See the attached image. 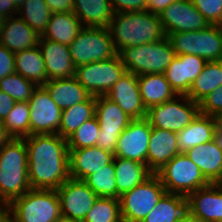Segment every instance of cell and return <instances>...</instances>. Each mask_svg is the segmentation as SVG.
Returning <instances> with one entry per match:
<instances>
[{
  "instance_id": "cell-1",
  "label": "cell",
  "mask_w": 222,
  "mask_h": 222,
  "mask_svg": "<svg viewBox=\"0 0 222 222\" xmlns=\"http://www.w3.org/2000/svg\"><path fill=\"white\" fill-rule=\"evenodd\" d=\"M23 139L31 189L57 190L70 178L67 139L59 134H33Z\"/></svg>"
},
{
  "instance_id": "cell-2",
  "label": "cell",
  "mask_w": 222,
  "mask_h": 222,
  "mask_svg": "<svg viewBox=\"0 0 222 222\" xmlns=\"http://www.w3.org/2000/svg\"><path fill=\"white\" fill-rule=\"evenodd\" d=\"M108 29L118 54L126 47L152 43L166 37L159 15L147 10L114 13Z\"/></svg>"
},
{
  "instance_id": "cell-3",
  "label": "cell",
  "mask_w": 222,
  "mask_h": 222,
  "mask_svg": "<svg viewBox=\"0 0 222 222\" xmlns=\"http://www.w3.org/2000/svg\"><path fill=\"white\" fill-rule=\"evenodd\" d=\"M30 189L25 140L12 138L0 149V208Z\"/></svg>"
},
{
  "instance_id": "cell-4",
  "label": "cell",
  "mask_w": 222,
  "mask_h": 222,
  "mask_svg": "<svg viewBox=\"0 0 222 222\" xmlns=\"http://www.w3.org/2000/svg\"><path fill=\"white\" fill-rule=\"evenodd\" d=\"M5 209L14 222H55L61 216L56 190L30 189Z\"/></svg>"
},
{
  "instance_id": "cell-5",
  "label": "cell",
  "mask_w": 222,
  "mask_h": 222,
  "mask_svg": "<svg viewBox=\"0 0 222 222\" xmlns=\"http://www.w3.org/2000/svg\"><path fill=\"white\" fill-rule=\"evenodd\" d=\"M119 55L126 71L137 76L152 73L164 74L176 56L167 37L152 43L126 47Z\"/></svg>"
},
{
  "instance_id": "cell-6",
  "label": "cell",
  "mask_w": 222,
  "mask_h": 222,
  "mask_svg": "<svg viewBox=\"0 0 222 222\" xmlns=\"http://www.w3.org/2000/svg\"><path fill=\"white\" fill-rule=\"evenodd\" d=\"M176 55H196L206 61L222 60V26L208 25L193 32H174L166 36Z\"/></svg>"
},
{
  "instance_id": "cell-7",
  "label": "cell",
  "mask_w": 222,
  "mask_h": 222,
  "mask_svg": "<svg viewBox=\"0 0 222 222\" xmlns=\"http://www.w3.org/2000/svg\"><path fill=\"white\" fill-rule=\"evenodd\" d=\"M168 193L188 196L209 184L199 167L185 153H179L155 173Z\"/></svg>"
},
{
  "instance_id": "cell-8",
  "label": "cell",
  "mask_w": 222,
  "mask_h": 222,
  "mask_svg": "<svg viewBox=\"0 0 222 222\" xmlns=\"http://www.w3.org/2000/svg\"><path fill=\"white\" fill-rule=\"evenodd\" d=\"M75 67L91 62L107 60L118 53L108 28L83 27L69 45Z\"/></svg>"
},
{
  "instance_id": "cell-9",
  "label": "cell",
  "mask_w": 222,
  "mask_h": 222,
  "mask_svg": "<svg viewBox=\"0 0 222 222\" xmlns=\"http://www.w3.org/2000/svg\"><path fill=\"white\" fill-rule=\"evenodd\" d=\"M199 113V103L186 95H176L169 101L149 108L146 119L151 127L177 133L189 125Z\"/></svg>"
},
{
  "instance_id": "cell-10",
  "label": "cell",
  "mask_w": 222,
  "mask_h": 222,
  "mask_svg": "<svg viewBox=\"0 0 222 222\" xmlns=\"http://www.w3.org/2000/svg\"><path fill=\"white\" fill-rule=\"evenodd\" d=\"M126 69L119 54L115 57L83 64L75 69L74 77L92 96H106Z\"/></svg>"
},
{
  "instance_id": "cell-11",
  "label": "cell",
  "mask_w": 222,
  "mask_h": 222,
  "mask_svg": "<svg viewBox=\"0 0 222 222\" xmlns=\"http://www.w3.org/2000/svg\"><path fill=\"white\" fill-rule=\"evenodd\" d=\"M165 193L160 178L153 173L143 183L120 196L121 216L141 222Z\"/></svg>"
},
{
  "instance_id": "cell-12",
  "label": "cell",
  "mask_w": 222,
  "mask_h": 222,
  "mask_svg": "<svg viewBox=\"0 0 222 222\" xmlns=\"http://www.w3.org/2000/svg\"><path fill=\"white\" fill-rule=\"evenodd\" d=\"M95 116L100 126L96 146L114 154L119 136L133 119L106 96L96 97Z\"/></svg>"
},
{
  "instance_id": "cell-13",
  "label": "cell",
  "mask_w": 222,
  "mask_h": 222,
  "mask_svg": "<svg viewBox=\"0 0 222 222\" xmlns=\"http://www.w3.org/2000/svg\"><path fill=\"white\" fill-rule=\"evenodd\" d=\"M30 108V135L57 134L62 110L51 99L49 92L38 86L28 101Z\"/></svg>"
},
{
  "instance_id": "cell-14",
  "label": "cell",
  "mask_w": 222,
  "mask_h": 222,
  "mask_svg": "<svg viewBox=\"0 0 222 222\" xmlns=\"http://www.w3.org/2000/svg\"><path fill=\"white\" fill-rule=\"evenodd\" d=\"M61 215L83 222L98 196L81 180L69 178L57 190Z\"/></svg>"
},
{
  "instance_id": "cell-15",
  "label": "cell",
  "mask_w": 222,
  "mask_h": 222,
  "mask_svg": "<svg viewBox=\"0 0 222 222\" xmlns=\"http://www.w3.org/2000/svg\"><path fill=\"white\" fill-rule=\"evenodd\" d=\"M152 127L146 118L134 119L118 138L114 157L130 159L147 165V153Z\"/></svg>"
},
{
  "instance_id": "cell-16",
  "label": "cell",
  "mask_w": 222,
  "mask_h": 222,
  "mask_svg": "<svg viewBox=\"0 0 222 222\" xmlns=\"http://www.w3.org/2000/svg\"><path fill=\"white\" fill-rule=\"evenodd\" d=\"M159 17L166 36L174 32L201 30L209 25L191 0L173 2L159 14Z\"/></svg>"
},
{
  "instance_id": "cell-17",
  "label": "cell",
  "mask_w": 222,
  "mask_h": 222,
  "mask_svg": "<svg viewBox=\"0 0 222 222\" xmlns=\"http://www.w3.org/2000/svg\"><path fill=\"white\" fill-rule=\"evenodd\" d=\"M133 120L146 118L147 110L143 104L137 75L125 72L106 94Z\"/></svg>"
},
{
  "instance_id": "cell-18",
  "label": "cell",
  "mask_w": 222,
  "mask_h": 222,
  "mask_svg": "<svg viewBox=\"0 0 222 222\" xmlns=\"http://www.w3.org/2000/svg\"><path fill=\"white\" fill-rule=\"evenodd\" d=\"M187 209L202 222H222V183H209L190 193Z\"/></svg>"
},
{
  "instance_id": "cell-19",
  "label": "cell",
  "mask_w": 222,
  "mask_h": 222,
  "mask_svg": "<svg viewBox=\"0 0 222 222\" xmlns=\"http://www.w3.org/2000/svg\"><path fill=\"white\" fill-rule=\"evenodd\" d=\"M206 63L200 56L176 55L164 73L166 80L177 95H187Z\"/></svg>"
},
{
  "instance_id": "cell-20",
  "label": "cell",
  "mask_w": 222,
  "mask_h": 222,
  "mask_svg": "<svg viewBox=\"0 0 222 222\" xmlns=\"http://www.w3.org/2000/svg\"><path fill=\"white\" fill-rule=\"evenodd\" d=\"M114 159V154L98 146L69 149V175L75 180L84 181Z\"/></svg>"
},
{
  "instance_id": "cell-21",
  "label": "cell",
  "mask_w": 222,
  "mask_h": 222,
  "mask_svg": "<svg viewBox=\"0 0 222 222\" xmlns=\"http://www.w3.org/2000/svg\"><path fill=\"white\" fill-rule=\"evenodd\" d=\"M48 80L72 78L75 65L70 56L69 46L40 36L39 44Z\"/></svg>"
},
{
  "instance_id": "cell-22",
  "label": "cell",
  "mask_w": 222,
  "mask_h": 222,
  "mask_svg": "<svg viewBox=\"0 0 222 222\" xmlns=\"http://www.w3.org/2000/svg\"><path fill=\"white\" fill-rule=\"evenodd\" d=\"M179 153L176 132L152 127L147 153V167L152 173L155 174Z\"/></svg>"
},
{
  "instance_id": "cell-23",
  "label": "cell",
  "mask_w": 222,
  "mask_h": 222,
  "mask_svg": "<svg viewBox=\"0 0 222 222\" xmlns=\"http://www.w3.org/2000/svg\"><path fill=\"white\" fill-rule=\"evenodd\" d=\"M39 39L34 29L19 16L6 18L0 29V44L13 53L38 46Z\"/></svg>"
},
{
  "instance_id": "cell-24",
  "label": "cell",
  "mask_w": 222,
  "mask_h": 222,
  "mask_svg": "<svg viewBox=\"0 0 222 222\" xmlns=\"http://www.w3.org/2000/svg\"><path fill=\"white\" fill-rule=\"evenodd\" d=\"M185 154L209 183H222V150L214 140L189 149Z\"/></svg>"
},
{
  "instance_id": "cell-25",
  "label": "cell",
  "mask_w": 222,
  "mask_h": 222,
  "mask_svg": "<svg viewBox=\"0 0 222 222\" xmlns=\"http://www.w3.org/2000/svg\"><path fill=\"white\" fill-rule=\"evenodd\" d=\"M219 118L201 113L184 129L177 132V145L180 153L212 141Z\"/></svg>"
},
{
  "instance_id": "cell-26",
  "label": "cell",
  "mask_w": 222,
  "mask_h": 222,
  "mask_svg": "<svg viewBox=\"0 0 222 222\" xmlns=\"http://www.w3.org/2000/svg\"><path fill=\"white\" fill-rule=\"evenodd\" d=\"M73 13L83 27L108 28L115 12L109 0H74Z\"/></svg>"
},
{
  "instance_id": "cell-27",
  "label": "cell",
  "mask_w": 222,
  "mask_h": 222,
  "mask_svg": "<svg viewBox=\"0 0 222 222\" xmlns=\"http://www.w3.org/2000/svg\"><path fill=\"white\" fill-rule=\"evenodd\" d=\"M43 87L61 110L83 102L90 96L75 77L48 80Z\"/></svg>"
},
{
  "instance_id": "cell-28",
  "label": "cell",
  "mask_w": 222,
  "mask_h": 222,
  "mask_svg": "<svg viewBox=\"0 0 222 222\" xmlns=\"http://www.w3.org/2000/svg\"><path fill=\"white\" fill-rule=\"evenodd\" d=\"M143 104L149 108L173 99L177 94L166 80L165 74L152 73L137 76Z\"/></svg>"
},
{
  "instance_id": "cell-29",
  "label": "cell",
  "mask_w": 222,
  "mask_h": 222,
  "mask_svg": "<svg viewBox=\"0 0 222 222\" xmlns=\"http://www.w3.org/2000/svg\"><path fill=\"white\" fill-rule=\"evenodd\" d=\"M114 167L117 199H119L123 193L143 183L153 174L146 164L120 157H114Z\"/></svg>"
},
{
  "instance_id": "cell-30",
  "label": "cell",
  "mask_w": 222,
  "mask_h": 222,
  "mask_svg": "<svg viewBox=\"0 0 222 222\" xmlns=\"http://www.w3.org/2000/svg\"><path fill=\"white\" fill-rule=\"evenodd\" d=\"M82 29L81 21L73 12L52 13L41 37L69 46Z\"/></svg>"
},
{
  "instance_id": "cell-31",
  "label": "cell",
  "mask_w": 222,
  "mask_h": 222,
  "mask_svg": "<svg viewBox=\"0 0 222 222\" xmlns=\"http://www.w3.org/2000/svg\"><path fill=\"white\" fill-rule=\"evenodd\" d=\"M14 56L16 73L34 82L37 86H43L48 81L39 46L15 52Z\"/></svg>"
},
{
  "instance_id": "cell-32",
  "label": "cell",
  "mask_w": 222,
  "mask_h": 222,
  "mask_svg": "<svg viewBox=\"0 0 222 222\" xmlns=\"http://www.w3.org/2000/svg\"><path fill=\"white\" fill-rule=\"evenodd\" d=\"M96 97L90 95L85 101L62 110L60 128L57 132L67 139L85 121L95 116Z\"/></svg>"
},
{
  "instance_id": "cell-33",
  "label": "cell",
  "mask_w": 222,
  "mask_h": 222,
  "mask_svg": "<svg viewBox=\"0 0 222 222\" xmlns=\"http://www.w3.org/2000/svg\"><path fill=\"white\" fill-rule=\"evenodd\" d=\"M222 86V60L207 61L186 95L199 103L210 92Z\"/></svg>"
},
{
  "instance_id": "cell-34",
  "label": "cell",
  "mask_w": 222,
  "mask_h": 222,
  "mask_svg": "<svg viewBox=\"0 0 222 222\" xmlns=\"http://www.w3.org/2000/svg\"><path fill=\"white\" fill-rule=\"evenodd\" d=\"M187 211V196L166 192L141 222H176Z\"/></svg>"
},
{
  "instance_id": "cell-35",
  "label": "cell",
  "mask_w": 222,
  "mask_h": 222,
  "mask_svg": "<svg viewBox=\"0 0 222 222\" xmlns=\"http://www.w3.org/2000/svg\"><path fill=\"white\" fill-rule=\"evenodd\" d=\"M51 10L45 0H26L18 10V16L42 36L50 21Z\"/></svg>"
},
{
  "instance_id": "cell-36",
  "label": "cell",
  "mask_w": 222,
  "mask_h": 222,
  "mask_svg": "<svg viewBox=\"0 0 222 222\" xmlns=\"http://www.w3.org/2000/svg\"><path fill=\"white\" fill-rule=\"evenodd\" d=\"M3 124L12 138L23 139L28 137L30 135V108L28 102H15Z\"/></svg>"
},
{
  "instance_id": "cell-37",
  "label": "cell",
  "mask_w": 222,
  "mask_h": 222,
  "mask_svg": "<svg viewBox=\"0 0 222 222\" xmlns=\"http://www.w3.org/2000/svg\"><path fill=\"white\" fill-rule=\"evenodd\" d=\"M114 159L109 164L89 175L84 182L95 192L98 197L116 198V185Z\"/></svg>"
},
{
  "instance_id": "cell-38",
  "label": "cell",
  "mask_w": 222,
  "mask_h": 222,
  "mask_svg": "<svg viewBox=\"0 0 222 222\" xmlns=\"http://www.w3.org/2000/svg\"><path fill=\"white\" fill-rule=\"evenodd\" d=\"M38 86L14 72L0 80V90L13 98L15 102H28Z\"/></svg>"
},
{
  "instance_id": "cell-39",
  "label": "cell",
  "mask_w": 222,
  "mask_h": 222,
  "mask_svg": "<svg viewBox=\"0 0 222 222\" xmlns=\"http://www.w3.org/2000/svg\"><path fill=\"white\" fill-rule=\"evenodd\" d=\"M120 217L119 199L98 197L83 222H116Z\"/></svg>"
},
{
  "instance_id": "cell-40",
  "label": "cell",
  "mask_w": 222,
  "mask_h": 222,
  "mask_svg": "<svg viewBox=\"0 0 222 222\" xmlns=\"http://www.w3.org/2000/svg\"><path fill=\"white\" fill-rule=\"evenodd\" d=\"M100 132L96 116L85 121L78 129L67 138L69 149H80L96 146Z\"/></svg>"
},
{
  "instance_id": "cell-41",
  "label": "cell",
  "mask_w": 222,
  "mask_h": 222,
  "mask_svg": "<svg viewBox=\"0 0 222 222\" xmlns=\"http://www.w3.org/2000/svg\"><path fill=\"white\" fill-rule=\"evenodd\" d=\"M209 25L222 26V0H191Z\"/></svg>"
},
{
  "instance_id": "cell-42",
  "label": "cell",
  "mask_w": 222,
  "mask_h": 222,
  "mask_svg": "<svg viewBox=\"0 0 222 222\" xmlns=\"http://www.w3.org/2000/svg\"><path fill=\"white\" fill-rule=\"evenodd\" d=\"M199 110L203 115L222 119V86L210 92L199 102Z\"/></svg>"
},
{
  "instance_id": "cell-43",
  "label": "cell",
  "mask_w": 222,
  "mask_h": 222,
  "mask_svg": "<svg viewBox=\"0 0 222 222\" xmlns=\"http://www.w3.org/2000/svg\"><path fill=\"white\" fill-rule=\"evenodd\" d=\"M115 13L147 10V0H109Z\"/></svg>"
},
{
  "instance_id": "cell-44",
  "label": "cell",
  "mask_w": 222,
  "mask_h": 222,
  "mask_svg": "<svg viewBox=\"0 0 222 222\" xmlns=\"http://www.w3.org/2000/svg\"><path fill=\"white\" fill-rule=\"evenodd\" d=\"M15 72L14 53L0 44V80Z\"/></svg>"
},
{
  "instance_id": "cell-45",
  "label": "cell",
  "mask_w": 222,
  "mask_h": 222,
  "mask_svg": "<svg viewBox=\"0 0 222 222\" xmlns=\"http://www.w3.org/2000/svg\"><path fill=\"white\" fill-rule=\"evenodd\" d=\"M52 13L73 12L74 0H45Z\"/></svg>"
},
{
  "instance_id": "cell-46",
  "label": "cell",
  "mask_w": 222,
  "mask_h": 222,
  "mask_svg": "<svg viewBox=\"0 0 222 222\" xmlns=\"http://www.w3.org/2000/svg\"><path fill=\"white\" fill-rule=\"evenodd\" d=\"M15 101L8 94L0 90V120L4 121L12 110Z\"/></svg>"
},
{
  "instance_id": "cell-47",
  "label": "cell",
  "mask_w": 222,
  "mask_h": 222,
  "mask_svg": "<svg viewBox=\"0 0 222 222\" xmlns=\"http://www.w3.org/2000/svg\"><path fill=\"white\" fill-rule=\"evenodd\" d=\"M177 0H147V11L159 15L170 4Z\"/></svg>"
},
{
  "instance_id": "cell-48",
  "label": "cell",
  "mask_w": 222,
  "mask_h": 222,
  "mask_svg": "<svg viewBox=\"0 0 222 222\" xmlns=\"http://www.w3.org/2000/svg\"><path fill=\"white\" fill-rule=\"evenodd\" d=\"M18 8L12 0H0V15L3 18H9L18 15Z\"/></svg>"
},
{
  "instance_id": "cell-49",
  "label": "cell",
  "mask_w": 222,
  "mask_h": 222,
  "mask_svg": "<svg viewBox=\"0 0 222 222\" xmlns=\"http://www.w3.org/2000/svg\"><path fill=\"white\" fill-rule=\"evenodd\" d=\"M213 140L216 145L222 150V119L218 120Z\"/></svg>"
},
{
  "instance_id": "cell-50",
  "label": "cell",
  "mask_w": 222,
  "mask_h": 222,
  "mask_svg": "<svg viewBox=\"0 0 222 222\" xmlns=\"http://www.w3.org/2000/svg\"><path fill=\"white\" fill-rule=\"evenodd\" d=\"M11 139L12 137L6 131L3 121L0 120V149Z\"/></svg>"
},
{
  "instance_id": "cell-51",
  "label": "cell",
  "mask_w": 222,
  "mask_h": 222,
  "mask_svg": "<svg viewBox=\"0 0 222 222\" xmlns=\"http://www.w3.org/2000/svg\"><path fill=\"white\" fill-rule=\"evenodd\" d=\"M176 222H202V221L187 209V211Z\"/></svg>"
},
{
  "instance_id": "cell-52",
  "label": "cell",
  "mask_w": 222,
  "mask_h": 222,
  "mask_svg": "<svg viewBox=\"0 0 222 222\" xmlns=\"http://www.w3.org/2000/svg\"><path fill=\"white\" fill-rule=\"evenodd\" d=\"M0 222H14L12 216L5 208H0Z\"/></svg>"
},
{
  "instance_id": "cell-53",
  "label": "cell",
  "mask_w": 222,
  "mask_h": 222,
  "mask_svg": "<svg viewBox=\"0 0 222 222\" xmlns=\"http://www.w3.org/2000/svg\"><path fill=\"white\" fill-rule=\"evenodd\" d=\"M55 222H77L68 217L60 216Z\"/></svg>"
},
{
  "instance_id": "cell-54",
  "label": "cell",
  "mask_w": 222,
  "mask_h": 222,
  "mask_svg": "<svg viewBox=\"0 0 222 222\" xmlns=\"http://www.w3.org/2000/svg\"><path fill=\"white\" fill-rule=\"evenodd\" d=\"M12 1L16 5V7L19 9L26 0H12Z\"/></svg>"
},
{
  "instance_id": "cell-55",
  "label": "cell",
  "mask_w": 222,
  "mask_h": 222,
  "mask_svg": "<svg viewBox=\"0 0 222 222\" xmlns=\"http://www.w3.org/2000/svg\"><path fill=\"white\" fill-rule=\"evenodd\" d=\"M116 222H136V221H133L129 218L121 216Z\"/></svg>"
},
{
  "instance_id": "cell-56",
  "label": "cell",
  "mask_w": 222,
  "mask_h": 222,
  "mask_svg": "<svg viewBox=\"0 0 222 222\" xmlns=\"http://www.w3.org/2000/svg\"><path fill=\"white\" fill-rule=\"evenodd\" d=\"M4 20H5V18H3V17L0 15V29H1L2 25H3V23H4Z\"/></svg>"
}]
</instances>
